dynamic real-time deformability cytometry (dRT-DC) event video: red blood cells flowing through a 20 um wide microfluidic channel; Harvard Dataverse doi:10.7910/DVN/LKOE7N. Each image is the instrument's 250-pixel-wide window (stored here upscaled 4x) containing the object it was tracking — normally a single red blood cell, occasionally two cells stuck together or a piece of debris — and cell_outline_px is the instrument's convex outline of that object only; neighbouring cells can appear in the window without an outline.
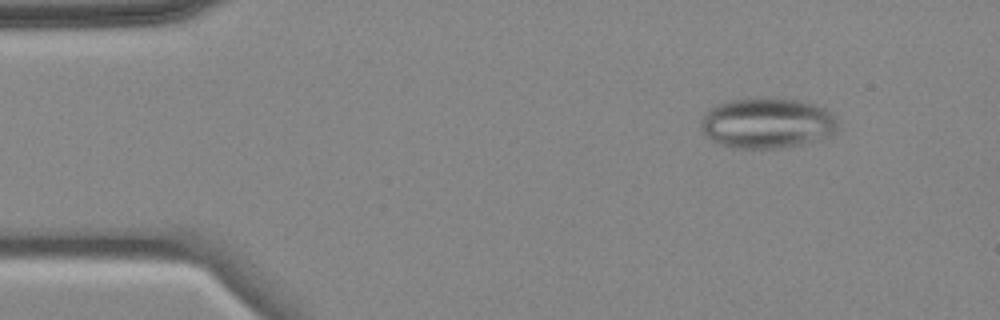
{"species": "common noctule bat (a hibernating species)", "species_latin": "Nyctalus noctula", "temperature_condition": "cold", "stored_images_in_passage": 5, "camera_frame_rate_fps": 3000, "um_per_image_px": 0.085, "animal": {"sex": "female", "body_mass_g": 18.4}, "frame": {"image": 1, "passage_image": 2, "time_ms": 1.0, "image_size_px": [1000, 320], "cell_outline_px": [[840, 128], [836, 132], [800, 144], [776, 148], [736, 148], [720, 144], [712, 140], [700, 128], [700, 120], [704, 112], [716, 104], [732, 100], [800, 100], [816, 104], [824, 108], [836, 120]], "centroid_in_image_um": [65.16, 10.48], "position_along_channel_um": 19.8, "area_um2": 39.42}}